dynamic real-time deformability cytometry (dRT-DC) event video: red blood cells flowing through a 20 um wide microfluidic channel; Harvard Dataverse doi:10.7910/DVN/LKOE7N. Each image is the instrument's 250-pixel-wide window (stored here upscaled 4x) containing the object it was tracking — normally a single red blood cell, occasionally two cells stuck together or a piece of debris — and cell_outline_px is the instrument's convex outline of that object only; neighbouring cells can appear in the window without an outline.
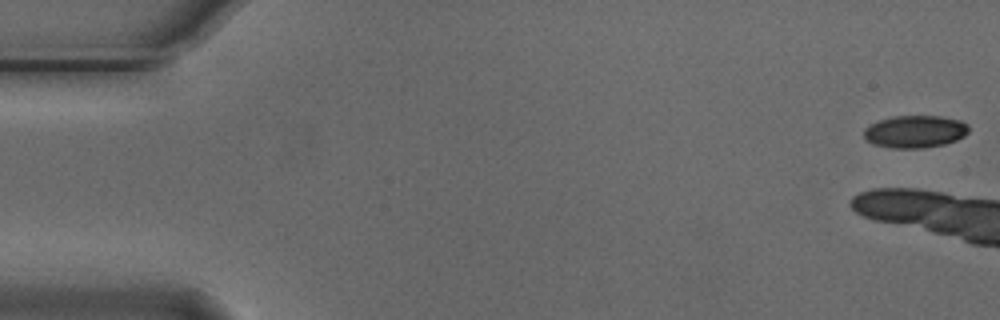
{"species": "Egyptian fruit bat (a non-hibernating species)", "species_latin": "Rousettus aegyptiacus", "temperature_condition": "cold", "stored_images_in_passage": 6, "camera_frame_rate_fps": 3000, "um_per_image_px": 0.085, "animal": {"sex": "male"}, "frame": {"image": 1, "passage_image": 1, "time_ms": 0.0, "image_size_px": [1000, 320], "cell_outline_px": [[968, 132], [964, 136], [956, 140], [944, 144], [924, 148], [892, 148], [872, 144], [864, 140], [864, 128], [880, 120], [892, 116], [940, 116], [960, 120], [968, 124]], "centroid_in_image_um": [77.76, 11.19], "position_along_channel_um": 7.2, "area_um2": 19.88}}